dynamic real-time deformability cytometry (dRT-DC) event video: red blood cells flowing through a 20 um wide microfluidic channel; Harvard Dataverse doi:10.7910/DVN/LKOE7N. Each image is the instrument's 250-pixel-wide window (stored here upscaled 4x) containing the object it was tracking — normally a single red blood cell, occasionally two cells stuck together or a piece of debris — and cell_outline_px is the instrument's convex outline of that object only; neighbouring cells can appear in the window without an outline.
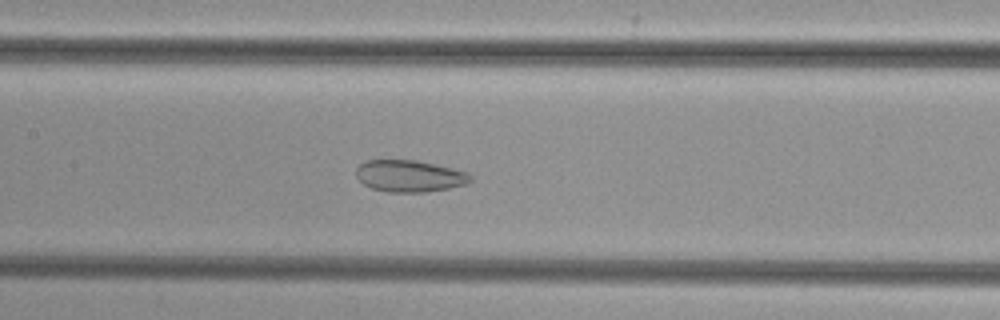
{"species": "common noctule bat (a hibernating species)", "species_latin": "Nyctalus noctula", "temperature_condition": "cold", "stored_images_in_passage": 42, "camera_frame_rate_fps": 3000, "um_per_image_px": 0.085, "animal": {"sex": "female", "body_mass_g": 29.2, "forearm_length_mm": 56.3}, "frame": {"image": 1, "passage_image": 15, "time_ms": 4.667, "image_size_px": [1000, 320], "cell_outline_px": [[472, 180], [468, 184], [428, 192], [388, 192], [372, 188], [364, 184], [356, 176], [356, 168], [360, 164], [368, 160], [416, 160], [452, 168], [468, 172], [472, 176]], "centroid_in_image_um": [34.83, 14.96], "position_along_channel_um": 172.6, "area_um2": 21.21}}
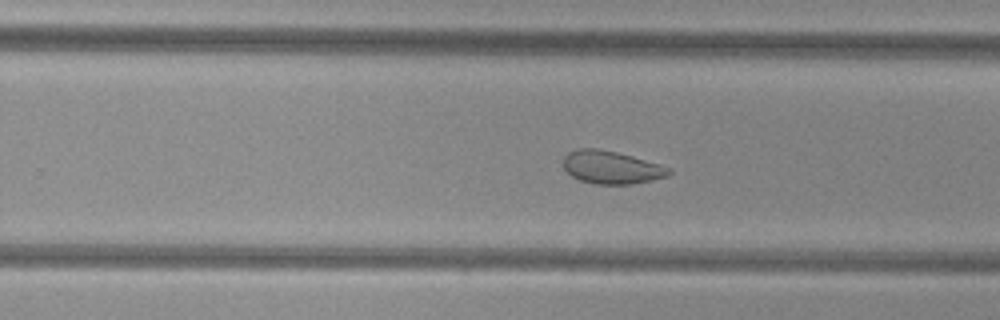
{"frame": {"image": 2, "passage_image": 23, "time_ms": 7.333, "image_size_px": [1000, 320], "cell_outline_px": [[672, 172], [668, 176], [652, 180], [632, 184], [596, 184], [580, 180], [572, 176], [564, 168], [564, 156], [568, 152], [580, 148], [596, 148], [616, 152], [632, 156], [660, 164], [672, 168]], "centroid_in_image_um": [51.99, 14.22], "position_along_channel_um": 277.8, "area_um2": 20.23}}
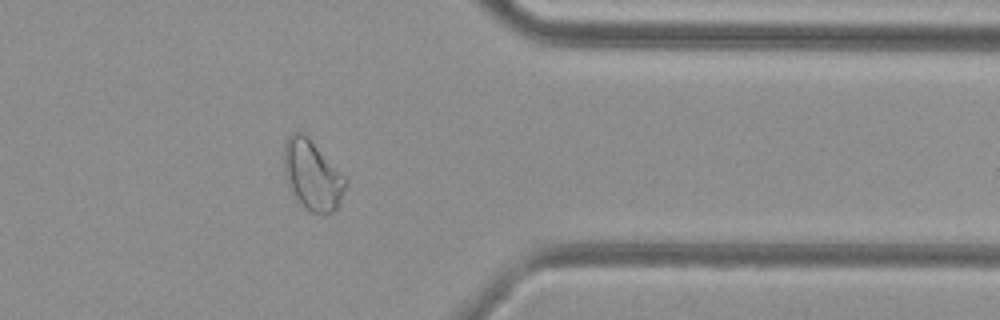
{"frame": {"image": 3, "passage_image": 32, "time_ms": 10.333, "image_size_px": [1000, 320], "cell_outline_px": [[348, 184], [336, 208], [332, 212], [312, 212], [304, 208], [292, 196], [284, 176], [284, 144], [288, 136], [292, 132], [304, 132], [348, 180]], "centroid_in_image_um": [26.51, 14.87], "position_along_channel_um": 384.9, "area_um2": 25.14}}